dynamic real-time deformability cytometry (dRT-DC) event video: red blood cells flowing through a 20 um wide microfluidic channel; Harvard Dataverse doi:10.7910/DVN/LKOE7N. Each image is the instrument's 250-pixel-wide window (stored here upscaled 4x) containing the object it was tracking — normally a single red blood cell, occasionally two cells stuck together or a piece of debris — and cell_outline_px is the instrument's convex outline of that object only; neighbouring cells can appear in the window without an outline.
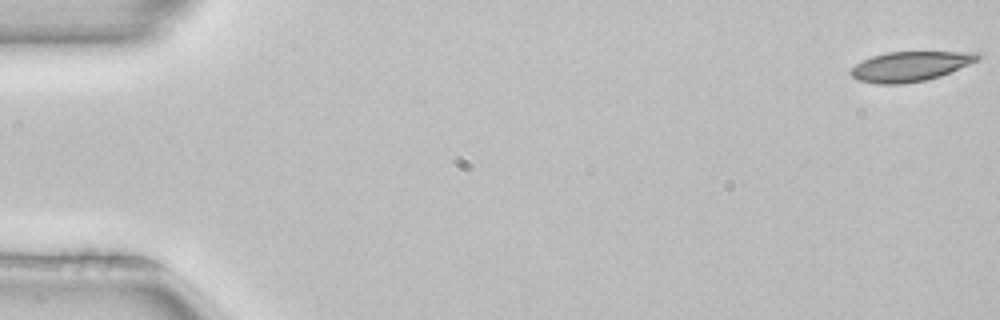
{"species": "common noctule bat (a hibernating species)", "species_latin": "Nyctalus noctula", "temperature_condition": "room temperature", "stored_images_in_passage": 11, "camera_frame_rate_fps": 3000, "um_per_image_px": 0.085, "animal": {"sex": "female", "body_mass_g": 22.7, "forearm_length_mm": 54.2}, "frame": {"image": 1, "passage_image": 1, "time_ms": 0.0, "image_size_px": [1000, 320], "cell_outline_px": [[984, 56], [968, 64], [940, 76], [924, 80], [904, 84], [876, 84], [860, 80], [852, 76], [848, 72], [856, 64], [872, 56], [888, 52], [976, 52]], "centroid_in_image_um": [77.35, 5.64], "position_along_channel_um": 7.7, "area_um2": 21.79}}